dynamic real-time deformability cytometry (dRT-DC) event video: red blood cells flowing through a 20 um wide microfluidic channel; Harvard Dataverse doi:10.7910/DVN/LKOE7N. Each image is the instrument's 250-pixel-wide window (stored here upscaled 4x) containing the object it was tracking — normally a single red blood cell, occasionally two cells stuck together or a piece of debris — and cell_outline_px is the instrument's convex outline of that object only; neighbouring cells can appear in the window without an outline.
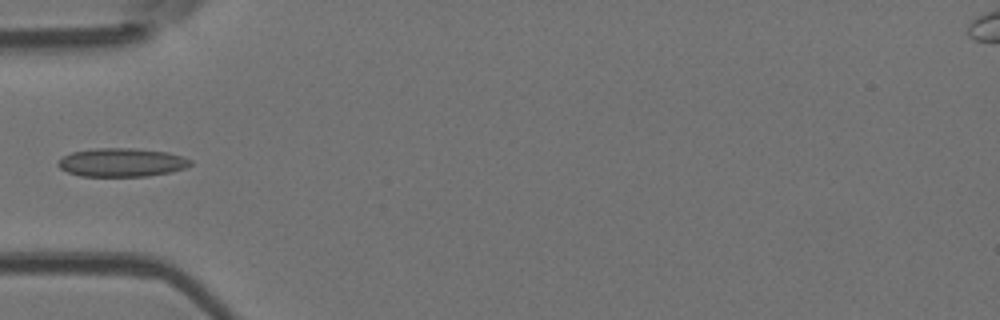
{"species": "Egyptian fruit bat (a non-hibernating species)", "species_latin": "Rousettus aegyptiacus", "temperature_condition": "room temperature", "stored_images_in_passage": 4, "camera_frame_rate_fps": 3000, "um_per_image_px": 0.085, "animal": {"sex": "female"}, "frame": {"image": 1, "passage_image": 4, "time_ms": 3.333, "image_size_px": [1000, 320], "cell_outline_px": [[192, 164], [184, 168], [172, 172], [148, 176], [80, 176], [68, 172], [60, 168], [56, 164], [64, 156], [72, 152], [96, 148], [132, 148], [168, 152], [192, 160]], "centroid_in_image_um": [10.35, 13.81], "position_along_channel_um": 74.6, "area_um2": 21.96}}